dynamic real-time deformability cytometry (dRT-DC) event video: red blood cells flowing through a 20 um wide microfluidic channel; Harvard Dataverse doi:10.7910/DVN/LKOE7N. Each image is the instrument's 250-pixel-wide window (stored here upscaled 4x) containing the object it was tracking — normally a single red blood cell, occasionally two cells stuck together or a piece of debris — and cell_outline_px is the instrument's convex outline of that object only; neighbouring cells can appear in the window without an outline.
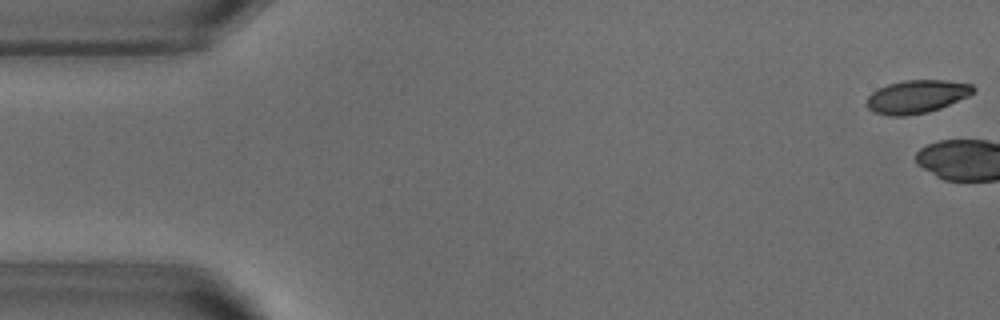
{"species": "common noctule bat (a hibernating species)", "species_latin": "Nyctalus noctula", "temperature_condition": "warm", "stored_images_in_passage": 4, "camera_frame_rate_fps": 3000, "um_per_image_px": 0.085, "animal": {"sex": "male", "body_mass_g": 18.8}, "frame": {"image": 1, "passage_image": 1, "time_ms": 0.0, "image_size_px": [1000, 320], "cell_outline_px": [[976, 88], [968, 96], [940, 108], [928, 112], [904, 116], [888, 116], [872, 112], [868, 108], [868, 96], [872, 92], [888, 84], [904, 80], [944, 80], [972, 84]], "centroid_in_image_um": [77.91, 8.21], "position_along_channel_um": 7.1, "area_um2": 20.46}}